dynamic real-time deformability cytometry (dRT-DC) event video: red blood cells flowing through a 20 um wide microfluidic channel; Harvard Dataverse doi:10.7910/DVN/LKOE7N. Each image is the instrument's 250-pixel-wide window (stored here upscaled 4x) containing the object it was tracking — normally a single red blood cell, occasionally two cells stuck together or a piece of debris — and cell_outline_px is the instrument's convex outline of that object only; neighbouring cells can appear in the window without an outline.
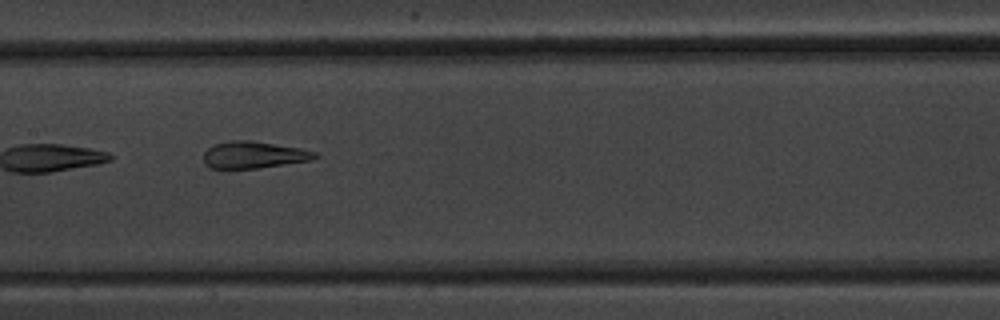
{"species": "common noctule bat (a hibernating species)", "species_latin": "Nyctalus noctula", "temperature_condition": "warm", "stored_images_in_passage": 7, "camera_frame_rate_fps": 3000, "um_per_image_px": 0.085, "animal": {"sex": "male", "body_mass_g": 20.1, "forearm_length_mm": 53.5}, "frame": {"image": 1, "passage_image": 7, "time_ms": 7.0, "image_size_px": [1000, 320], "cell_outline_px": [[320, 156], [312, 160], [256, 168], [208, 168], [204, 164], [204, 152], [212, 144], [228, 140], [252, 140], [300, 148], [316, 152]], "centroid_in_image_um": [21.54, 13.15], "position_along_channel_um": 185.9, "area_um2": 17.57}}